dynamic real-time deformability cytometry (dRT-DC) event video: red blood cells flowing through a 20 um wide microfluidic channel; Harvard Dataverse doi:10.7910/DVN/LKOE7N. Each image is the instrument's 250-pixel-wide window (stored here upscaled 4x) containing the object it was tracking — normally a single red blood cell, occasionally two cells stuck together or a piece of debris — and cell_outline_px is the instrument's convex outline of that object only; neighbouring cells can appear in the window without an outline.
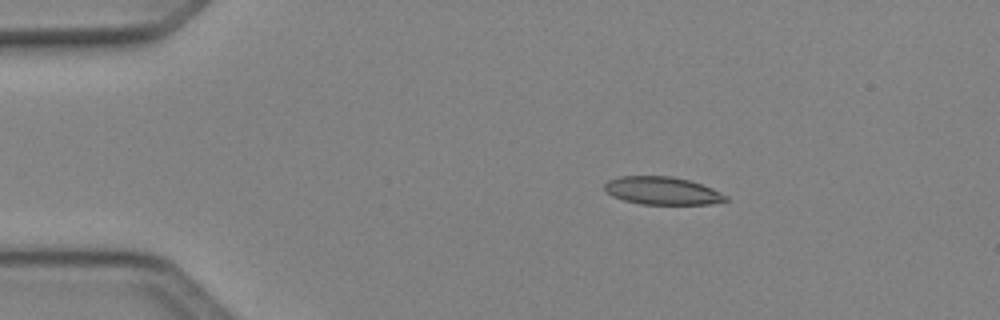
{"species": "Egyptian fruit bat (a non-hibernating species)", "species_latin": "Rousettus aegyptiacus", "temperature_condition": "cold", "stored_images_in_passage": 41, "camera_frame_rate_fps": 3000, "um_per_image_px": 0.085, "animal": {"sex": "female"}, "frame": {"image": 1, "passage_image": 1, "time_ms": 0.0, "image_size_px": [1000, 320], "cell_outline_px": [[728, 200], [708, 204], [640, 204], [624, 200], [612, 196], [604, 188], [604, 184], [608, 180], [620, 176], [672, 176], [688, 180], [712, 188], [728, 196]], "centroid_in_image_um": [56.28, 16.21], "position_along_channel_um": 28.7, "area_um2": 19.54}}
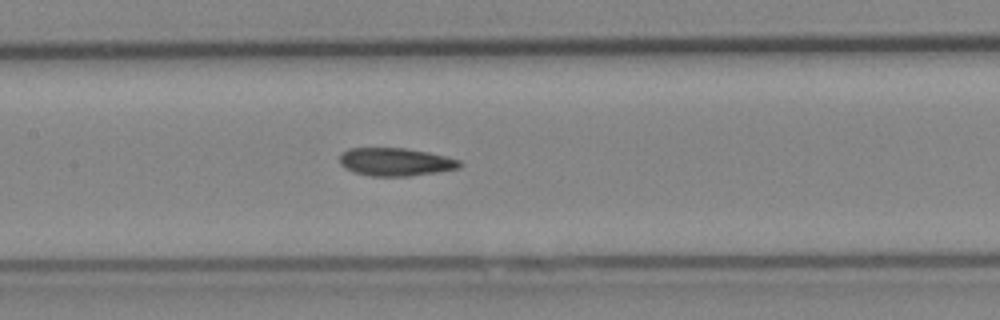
{"frame": {"image": 2, "passage_image": 16, "time_ms": 5.0, "image_size_px": [1000, 320], "cell_outline_px": [[460, 168], [408, 176], [372, 176], [356, 172], [340, 164], [340, 152], [348, 148], [404, 148], [428, 152], [460, 160]], "centroid_in_image_um": [33.59, 13.75], "position_along_channel_um": 173.8, "area_um2": 19.31}}
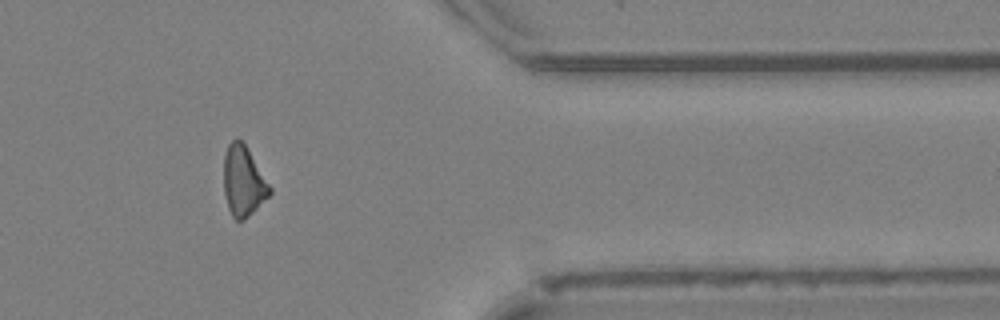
{"frame": {"image": 3, "passage_image": 33, "time_ms": 10.667, "image_size_px": [1000, 320], "cell_outline_px": [[272, 192], [244, 220], [236, 220], [232, 216], [228, 208], [224, 192], [224, 156], [228, 144], [236, 136], [244, 144], [272, 188]], "centroid_in_image_um": [20.66, 15.4], "position_along_channel_um": 390.7, "area_um2": 18.5}, "authors_computed_cell_mechanics": {"area_um2": 19.3052, "velocity_mm_per_s": 4.1477, "shape_relaxation_time_tau1_ms": 4.0169, "shape_relaxation_time_tau2_ms": 9.3397, "deformation_change_tau1": 0.1354, "deformation_change_tau2": 0.2174}}